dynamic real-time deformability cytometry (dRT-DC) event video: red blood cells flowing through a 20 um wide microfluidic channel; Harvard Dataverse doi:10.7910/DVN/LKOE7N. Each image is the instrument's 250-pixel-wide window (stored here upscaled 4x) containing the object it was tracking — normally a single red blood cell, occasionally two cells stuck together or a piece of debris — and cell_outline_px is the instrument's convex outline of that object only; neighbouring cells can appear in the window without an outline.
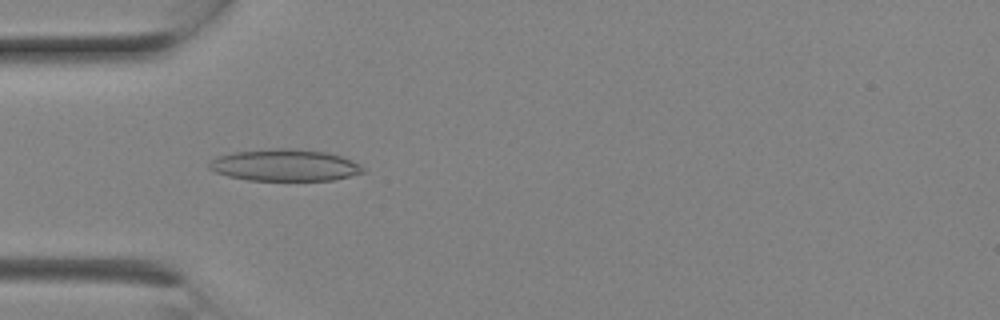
{"species": "Egyptian fruit bat (a non-hibernating species)", "species_latin": "Rousettus aegyptiacus", "temperature_condition": "room temperature", "stored_images_in_passage": 8, "camera_frame_rate_fps": 3000, "um_per_image_px": 0.085, "animal": {"sex": "female"}, "frame": {"image": 1, "passage_image": 7, "time_ms": 2.0, "image_size_px": [1000, 320], "cell_outline_px": [[368, 172], [332, 180], [248, 180], [228, 176], [216, 172], [208, 168], [208, 164], [216, 156], [232, 152], [276, 148], [292, 148], [324, 152], [340, 156], [360, 164]], "centroid_in_image_um": [24.2, 14.04], "position_along_channel_um": 60.8, "area_um2": 28.5}}